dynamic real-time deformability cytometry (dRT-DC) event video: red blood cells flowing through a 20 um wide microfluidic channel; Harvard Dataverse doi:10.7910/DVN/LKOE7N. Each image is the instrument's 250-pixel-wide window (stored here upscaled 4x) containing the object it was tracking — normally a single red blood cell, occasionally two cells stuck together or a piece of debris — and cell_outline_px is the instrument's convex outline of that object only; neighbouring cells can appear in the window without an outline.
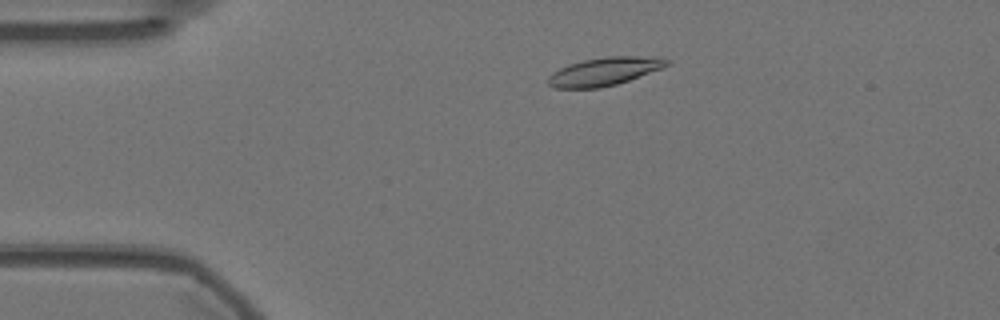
{"species": "Egyptian fruit bat (a non-hibernating species)", "species_latin": "Rousettus aegyptiacus", "temperature_condition": "warm", "stored_images_in_passage": 54, "camera_frame_rate_fps": 3000, "um_per_image_px": 0.085, "animal": {"sex": "female"}, "frame": {"image": 1, "passage_image": 9, "time_ms": 2.667, "image_size_px": [1000, 320], "cell_outline_px": [[672, 64], [664, 68], [616, 84], [600, 88], [556, 88], [548, 84], [548, 76], [552, 72], [568, 64], [584, 60], [604, 56], [660, 56], [672, 60]], "centroid_in_image_um": [51.45, 6.05], "position_along_channel_um": 33.5, "area_um2": 19.83}}
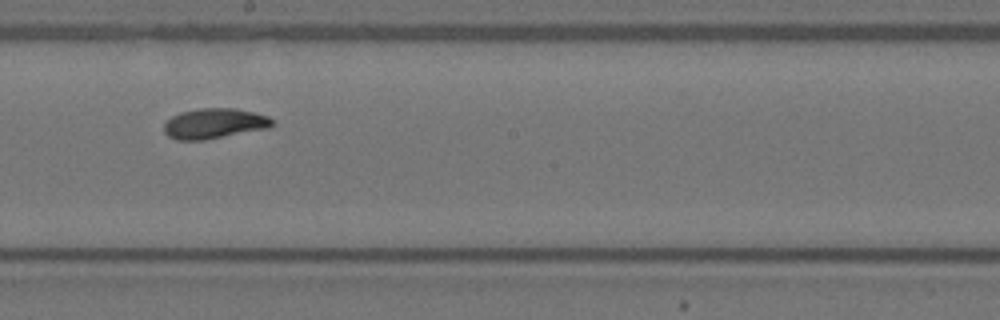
{"frame": {"image": 2, "passage_image": 29, "time_ms": 9.333, "image_size_px": [1000, 320], "cell_outline_px": [[276, 124], [268, 128], [204, 140], [176, 140], [168, 136], [164, 132], [164, 124], [172, 116], [180, 112], [196, 108], [232, 108], [252, 112], [268, 116], [276, 120]], "centroid_in_image_um": [18.23, 10.49], "position_along_channel_um": 230.0, "area_um2": 19.19}}
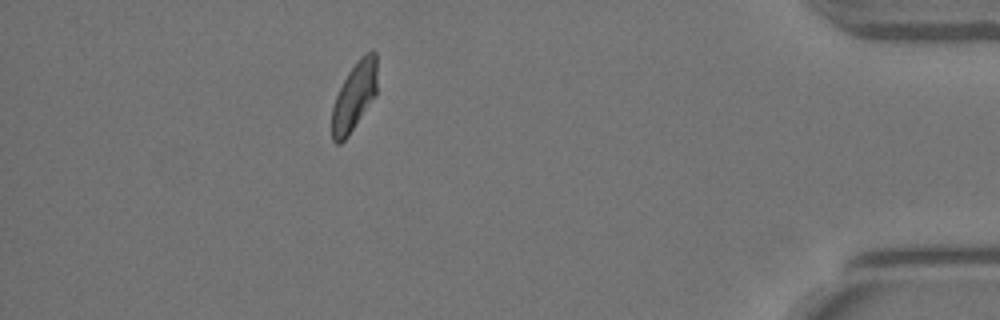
{"frame": {"image": 3, "passage_image": 48, "time_ms": 15.667, "image_size_px": [1000, 320], "cell_outline_px": [[376, 96], [348, 136], [340, 144], [336, 144], [332, 140], [332, 108], [336, 96], [348, 72], [360, 56], [364, 52], [372, 48], [376, 52]], "centroid_in_image_um": [30.12, 8.17], "position_along_channel_um": 405.1, "area_um2": 18.15}, "authors_computed_cell_mechanics": {"area_um2": 18.9006, "velocity_mm_per_s": 3.5589, "shape_relaxation_time_tau1_ms": 3.6162, "shape_relaxation_time_tau2_ms": 1.7583, "deformation_change_tau1": 0.137, "deformation_change_tau2": 0.0712}}